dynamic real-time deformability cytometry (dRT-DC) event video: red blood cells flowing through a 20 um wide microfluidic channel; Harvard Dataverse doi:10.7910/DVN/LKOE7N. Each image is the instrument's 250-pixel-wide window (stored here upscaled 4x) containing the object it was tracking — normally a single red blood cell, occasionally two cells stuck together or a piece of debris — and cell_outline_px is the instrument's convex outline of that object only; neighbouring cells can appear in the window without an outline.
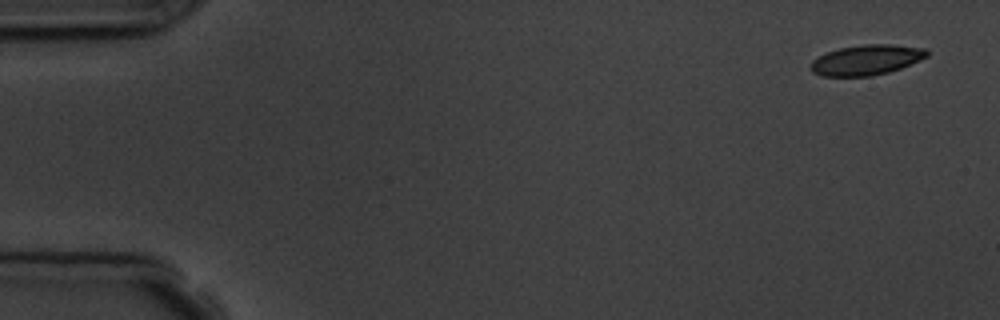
{"species": "common noctule bat (a hibernating species)", "species_latin": "Nyctalus noctula", "temperature_condition": "room temperature", "stored_images_in_passage": 4, "camera_frame_rate_fps": 3000, "um_per_image_px": 0.085, "animal": {"sex": "male", "body_mass_g": 19.5, "forearm_length_mm": 54.6}, "frame": {"image": 1, "passage_image": 1, "time_ms": 0.0, "image_size_px": [1000, 320], "cell_outline_px": [[928, 56], [900, 68], [888, 72], [872, 76], [820, 76], [812, 72], [808, 64], [812, 60], [828, 52], [840, 48], [864, 44], [892, 44], [928, 48]], "centroid_in_image_um": [73.63, 5.09], "position_along_channel_um": 11.4, "area_um2": 20.52}}